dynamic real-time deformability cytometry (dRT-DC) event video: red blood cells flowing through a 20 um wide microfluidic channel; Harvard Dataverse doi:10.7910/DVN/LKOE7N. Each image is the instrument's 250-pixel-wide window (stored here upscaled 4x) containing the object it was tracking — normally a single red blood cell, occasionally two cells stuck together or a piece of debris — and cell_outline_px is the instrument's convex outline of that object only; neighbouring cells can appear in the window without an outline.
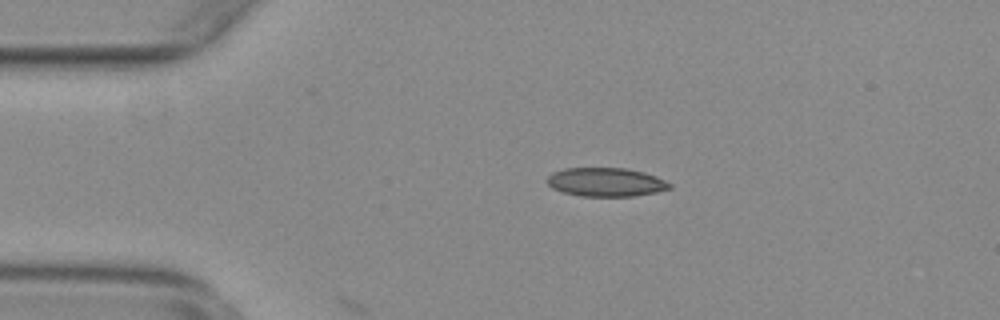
{"species": "common noctule bat (a hibernating species)", "species_latin": "Nyctalus noctula", "temperature_condition": "warm", "stored_images_in_passage": 12, "camera_frame_rate_fps": 3000, "um_per_image_px": 0.085, "animal": {"sex": "female", "body_mass_g": 29.2, "forearm_length_mm": 56.3}, "frame": {"image": 1, "passage_image": 10, "time_ms": 3.0, "image_size_px": [1000, 320], "cell_outline_px": [[672, 188], [656, 192], [636, 196], [580, 196], [564, 192], [552, 188], [548, 184], [548, 176], [552, 172], [564, 168], [628, 168], [644, 172], [656, 176], [672, 184]], "centroid_in_image_um": [51.52, 15.47], "position_along_channel_um": 33.5, "area_um2": 20.58}}